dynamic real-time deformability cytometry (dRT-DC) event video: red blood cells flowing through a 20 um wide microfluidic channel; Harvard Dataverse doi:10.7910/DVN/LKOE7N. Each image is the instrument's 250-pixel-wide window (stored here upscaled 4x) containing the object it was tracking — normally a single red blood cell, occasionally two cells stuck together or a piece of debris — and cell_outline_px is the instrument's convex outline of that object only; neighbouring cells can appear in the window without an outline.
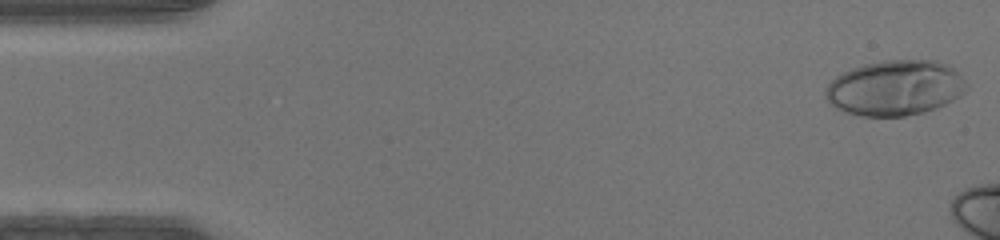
{"species": "human", "species_latin": "Homo sapiens", "temperature_condition": "warm", "stored_images_in_passage": 8, "camera_frame_rate_fps": 3000, "um_per_image_px": 0.085, "donor": {"sex": "male"}, "frame": {"image": 1, "passage_image": 1, "time_ms": 0.0, "image_size_px": [1000, 240], "cell_outline_px": [[968, 88], [960, 96], [936, 108], [924, 112], [904, 116], [860, 116], [844, 112], [828, 104], [824, 96], [824, 88], [836, 76], [852, 68], [864, 64], [884, 60], [936, 60], [948, 64], [960, 72], [968, 84]], "centroid_in_image_um": [76.08, 7.47], "position_along_channel_um": 8.9, "area_um2": 46.01}}